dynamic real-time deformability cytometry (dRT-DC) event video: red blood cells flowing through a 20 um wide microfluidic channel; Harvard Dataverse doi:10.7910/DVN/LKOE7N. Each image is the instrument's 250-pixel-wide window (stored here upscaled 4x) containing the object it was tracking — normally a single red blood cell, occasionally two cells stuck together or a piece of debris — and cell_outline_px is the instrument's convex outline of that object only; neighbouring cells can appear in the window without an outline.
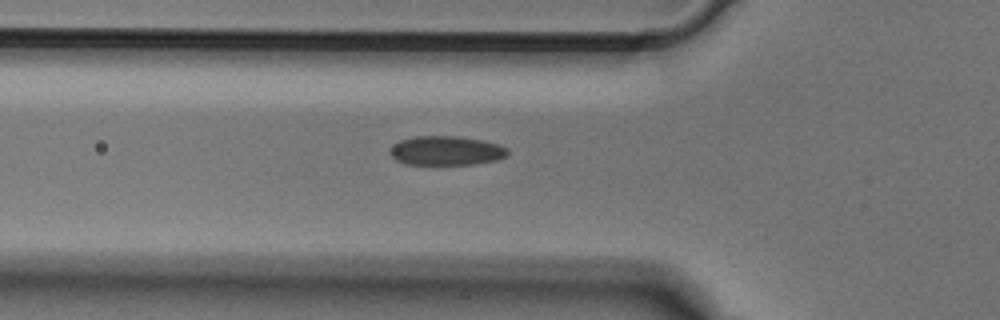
{"species": "Egyptian fruit bat (a non-hibernating species)", "species_latin": "Rousettus aegyptiacus", "temperature_condition": "cold", "stored_images_in_passage": 33, "camera_frame_rate_fps": 3000, "um_per_image_px": 0.085, "animal": {"sex": "male"}, "frame": {"image": 1, "passage_image": 4, "time_ms": 1.0, "image_size_px": [1000, 320], "cell_outline_px": [[508, 156], [500, 160], [476, 164], [404, 164], [396, 160], [388, 152], [400, 140], [416, 136], [460, 136], [484, 140], [500, 144], [508, 148]], "centroid_in_image_um": [38.0, 12.81], "position_along_channel_um": 87.8, "area_um2": 20.29}}
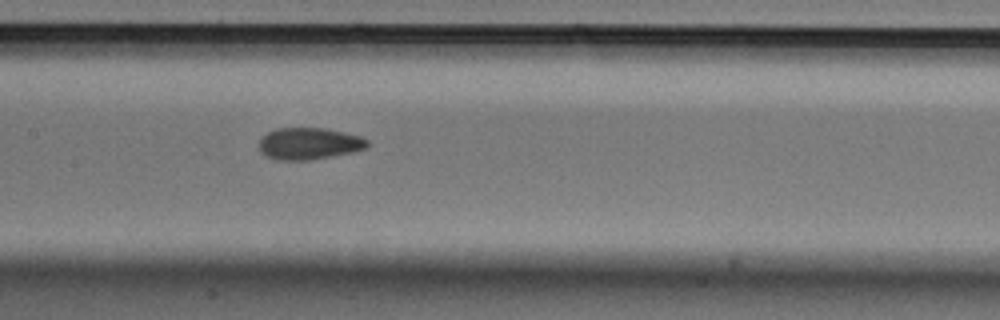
{"frame": {"image": 2, "passage_image": 11, "time_ms": 3.333, "image_size_px": [1000, 320], "cell_outline_px": [[368, 148], [352, 152], [312, 160], [276, 160], [264, 156], [260, 152], [260, 140], [268, 132], [276, 128], [328, 128], [360, 136], [368, 140]], "centroid_in_image_um": [26.28, 12.21], "position_along_channel_um": 181.1, "area_um2": 20.23}}
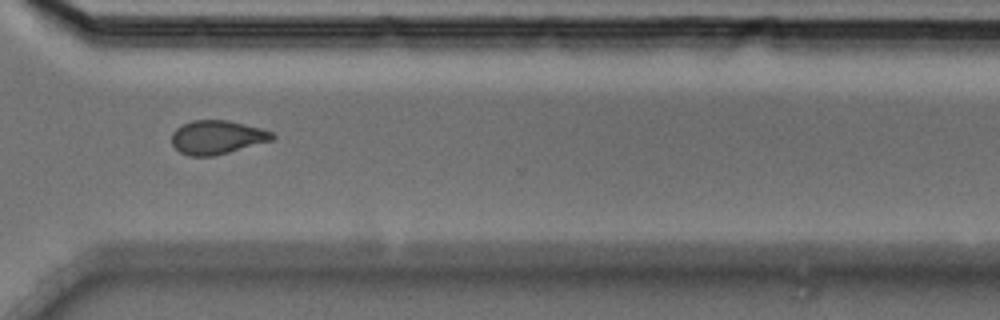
{"frame": {"image": 3, "passage_image": 24, "time_ms": 7.667, "image_size_px": [1000, 320], "cell_outline_px": [[276, 136], [272, 140], [228, 152], [212, 156], [188, 156], [180, 152], [172, 144], [172, 132], [176, 128], [192, 120], [228, 120], [260, 128], [272, 132]], "centroid_in_image_um": [18.43, 11.66], "position_along_channel_um": 352.2, "area_um2": 19.59}}